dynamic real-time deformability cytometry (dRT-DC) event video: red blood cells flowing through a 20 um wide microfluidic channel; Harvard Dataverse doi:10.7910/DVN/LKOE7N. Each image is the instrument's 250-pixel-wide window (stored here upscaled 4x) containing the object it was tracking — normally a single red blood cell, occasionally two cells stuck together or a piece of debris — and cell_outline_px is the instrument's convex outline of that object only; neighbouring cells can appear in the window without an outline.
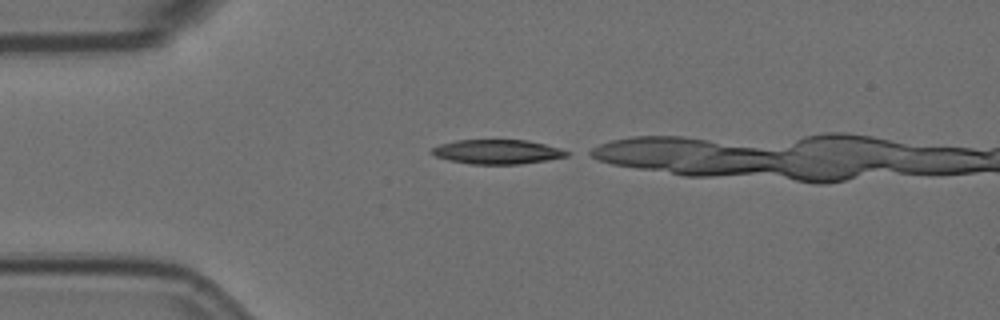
{"species": "Egyptian fruit bat (a non-hibernating species)", "species_latin": "Rousettus aegyptiacus", "temperature_condition": "room temperature", "stored_images_in_passage": 8, "camera_frame_rate_fps": 3000, "um_per_image_px": 0.085, "animal": {"sex": "female"}, "frame": {"image": 1, "passage_image": 1, "time_ms": 0.0, "image_size_px": [1000, 320], "cell_outline_px": [[568, 156], [548, 160], [520, 164], [472, 164], [448, 160], [436, 156], [428, 152], [432, 148], [440, 144], [456, 140], [528, 140], [560, 148], [568, 152]], "centroid_in_image_um": [42.24, 12.9], "position_along_channel_um": 42.8, "area_um2": 19.19}}
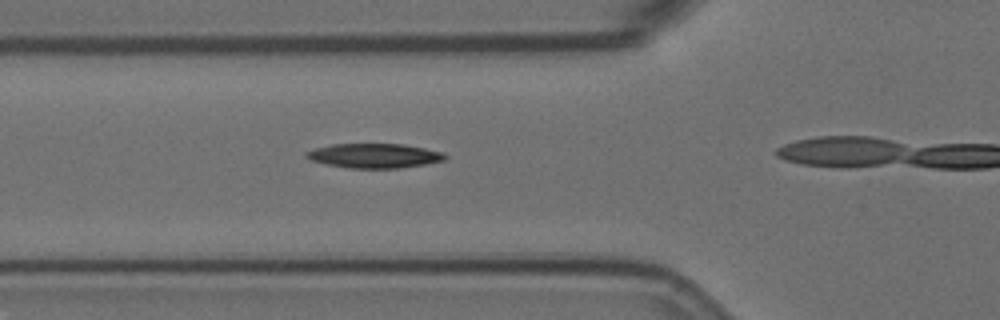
{"frame": {"image": 2, "passage_image": 7, "time_ms": 2.0, "image_size_px": [1000, 320], "cell_outline_px": [[448, 156], [444, 160], [424, 164], [400, 168], [348, 168], [328, 164], [312, 160], [304, 156], [304, 152], [316, 148], [332, 144], [404, 144], [444, 152]], "centroid_in_image_um": [31.83, 13.23], "position_along_channel_um": 94.0, "area_um2": 19.71}}